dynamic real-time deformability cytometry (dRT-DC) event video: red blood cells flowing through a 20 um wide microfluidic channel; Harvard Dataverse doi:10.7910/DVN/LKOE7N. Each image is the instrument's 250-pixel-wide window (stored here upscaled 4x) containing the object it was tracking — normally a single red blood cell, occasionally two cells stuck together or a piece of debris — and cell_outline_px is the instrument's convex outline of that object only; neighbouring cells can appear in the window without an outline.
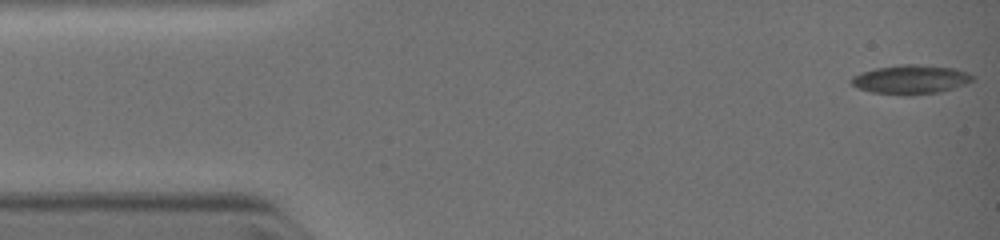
{"species": "common noctule bat (a hibernating species)", "species_latin": "Nyctalus noctula", "temperature_condition": "warm", "stored_images_in_passage": 5, "camera_frame_rate_fps": 3000, "um_per_image_px": 0.085, "animal": {"sex": "female", "body_mass_g": 19.0, "forearm_length_mm": 51.5}, "frame": {"image": 1, "passage_image": 1, "time_ms": 0.0, "image_size_px": [1000, 240], "cell_outline_px": [[972, 80], [964, 84], [940, 92], [908, 96], [872, 92], [856, 88], [852, 84], [852, 76], [860, 72], [876, 68], [900, 64], [916, 64], [956, 68], [968, 72], [972, 76]], "centroid_in_image_um": [77.38, 6.75], "position_along_channel_um": 7.6, "area_um2": 20.58}}
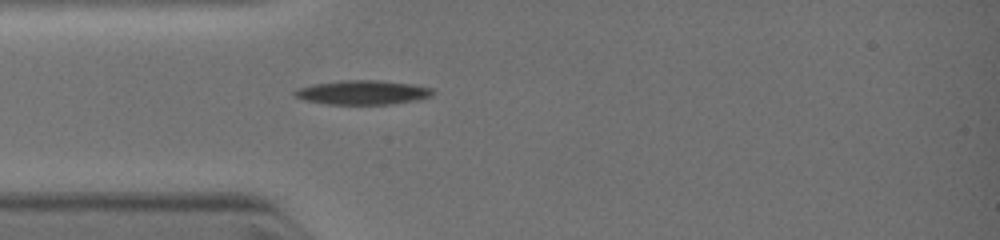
{"frame": {"image": 2, "passage_image": 5, "time_ms": 3.0, "image_size_px": [1000, 240], "cell_outline_px": [[436, 92], [432, 96], [416, 100], [388, 104], [328, 104], [308, 100], [296, 96], [292, 92], [296, 88], [312, 84], [340, 80], [380, 80], [412, 84], [436, 88]], "centroid_in_image_um": [30.88, 7.84], "position_along_channel_um": 54.1, "area_um2": 19.59}}